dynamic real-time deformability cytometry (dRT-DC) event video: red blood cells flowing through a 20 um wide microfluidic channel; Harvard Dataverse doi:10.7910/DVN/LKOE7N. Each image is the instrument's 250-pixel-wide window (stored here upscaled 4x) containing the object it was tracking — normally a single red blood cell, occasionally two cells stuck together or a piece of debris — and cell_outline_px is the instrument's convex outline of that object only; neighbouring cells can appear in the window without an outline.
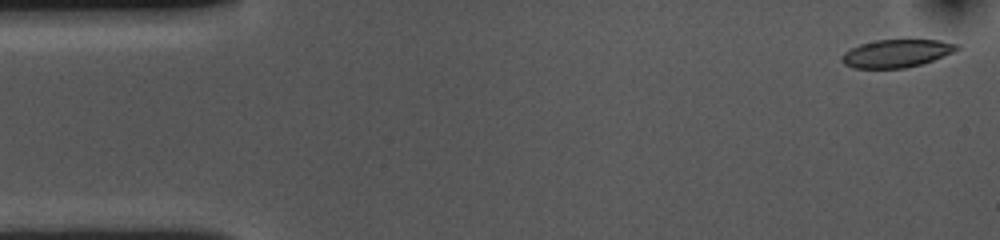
{"species": "common noctule bat (a hibernating species)", "species_latin": "Nyctalus noctula", "temperature_condition": "cold", "stored_images_in_passage": 12, "camera_frame_rate_fps": 3000, "um_per_image_px": 0.085, "animal": {"sex": "female", "body_mass_g": 10.0, "forearm_length_mm": 53.1}, "frame": {"image": 1, "passage_image": 1, "time_ms": 0.0, "image_size_px": [1000, 240], "cell_outline_px": [[964, 48], [932, 60], [920, 64], [904, 68], [852, 68], [844, 64], [840, 60], [840, 56], [844, 52], [860, 44], [876, 40], [940, 40], [960, 44]], "centroid_in_image_um": [76.22, 4.53], "position_along_channel_um": 8.8, "area_um2": 18.79}}
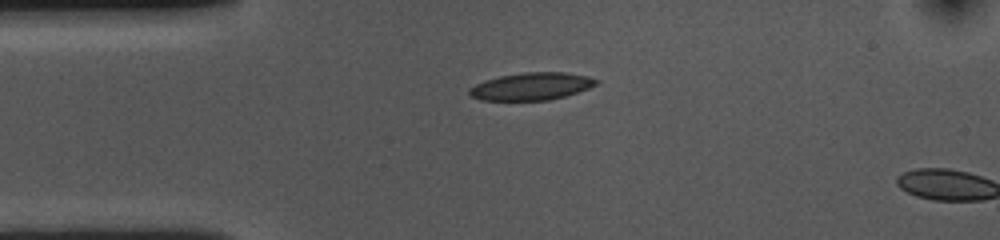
{"frame": {"image": 2, "passage_image": 11, "time_ms": 3.333, "image_size_px": [1000, 240], "cell_outline_px": [[600, 80], [596, 84], [588, 88], [564, 96], [548, 100], [480, 100], [472, 96], [468, 92], [468, 88], [484, 80], [500, 76], [524, 72], [564, 72], [588, 76]], "centroid_in_image_um": [45.15, 7.33], "position_along_channel_um": 39.8, "area_um2": 20.17}}